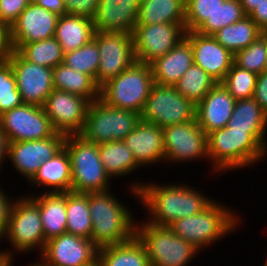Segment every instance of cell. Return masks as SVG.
<instances>
[{
	"label": "cell",
	"mask_w": 267,
	"mask_h": 266,
	"mask_svg": "<svg viewBox=\"0 0 267 266\" xmlns=\"http://www.w3.org/2000/svg\"><path fill=\"white\" fill-rule=\"evenodd\" d=\"M9 141L0 127V169L4 163L5 158H8Z\"/></svg>",
	"instance_id": "50"
},
{
	"label": "cell",
	"mask_w": 267,
	"mask_h": 266,
	"mask_svg": "<svg viewBox=\"0 0 267 266\" xmlns=\"http://www.w3.org/2000/svg\"><path fill=\"white\" fill-rule=\"evenodd\" d=\"M89 104L82 96L54 89L43 108L55 131L68 136L81 133Z\"/></svg>",
	"instance_id": "16"
},
{
	"label": "cell",
	"mask_w": 267,
	"mask_h": 266,
	"mask_svg": "<svg viewBox=\"0 0 267 266\" xmlns=\"http://www.w3.org/2000/svg\"><path fill=\"white\" fill-rule=\"evenodd\" d=\"M216 84L215 79L193 63L173 86L181 95L197 105Z\"/></svg>",
	"instance_id": "36"
},
{
	"label": "cell",
	"mask_w": 267,
	"mask_h": 266,
	"mask_svg": "<svg viewBox=\"0 0 267 266\" xmlns=\"http://www.w3.org/2000/svg\"><path fill=\"white\" fill-rule=\"evenodd\" d=\"M41 0H28V4L29 5H35V4H39Z\"/></svg>",
	"instance_id": "54"
},
{
	"label": "cell",
	"mask_w": 267,
	"mask_h": 266,
	"mask_svg": "<svg viewBox=\"0 0 267 266\" xmlns=\"http://www.w3.org/2000/svg\"><path fill=\"white\" fill-rule=\"evenodd\" d=\"M58 17L38 4L28 5L10 27L11 44H27L54 37Z\"/></svg>",
	"instance_id": "20"
},
{
	"label": "cell",
	"mask_w": 267,
	"mask_h": 266,
	"mask_svg": "<svg viewBox=\"0 0 267 266\" xmlns=\"http://www.w3.org/2000/svg\"><path fill=\"white\" fill-rule=\"evenodd\" d=\"M234 63L257 75L267 70V47L264 39L260 36L248 47L236 52Z\"/></svg>",
	"instance_id": "40"
},
{
	"label": "cell",
	"mask_w": 267,
	"mask_h": 266,
	"mask_svg": "<svg viewBox=\"0 0 267 266\" xmlns=\"http://www.w3.org/2000/svg\"><path fill=\"white\" fill-rule=\"evenodd\" d=\"M266 131H238L226 127L207 135L208 161L215 171L238 170L267 155Z\"/></svg>",
	"instance_id": "2"
},
{
	"label": "cell",
	"mask_w": 267,
	"mask_h": 266,
	"mask_svg": "<svg viewBox=\"0 0 267 266\" xmlns=\"http://www.w3.org/2000/svg\"><path fill=\"white\" fill-rule=\"evenodd\" d=\"M64 148L68 152L72 170V192L95 193L110 189V176L100 159L98 144L79 134L66 136Z\"/></svg>",
	"instance_id": "5"
},
{
	"label": "cell",
	"mask_w": 267,
	"mask_h": 266,
	"mask_svg": "<svg viewBox=\"0 0 267 266\" xmlns=\"http://www.w3.org/2000/svg\"><path fill=\"white\" fill-rule=\"evenodd\" d=\"M88 266H101L99 260L97 259L96 261H94L92 264L88 265Z\"/></svg>",
	"instance_id": "55"
},
{
	"label": "cell",
	"mask_w": 267,
	"mask_h": 266,
	"mask_svg": "<svg viewBox=\"0 0 267 266\" xmlns=\"http://www.w3.org/2000/svg\"><path fill=\"white\" fill-rule=\"evenodd\" d=\"M100 0H64L66 14L94 19Z\"/></svg>",
	"instance_id": "43"
},
{
	"label": "cell",
	"mask_w": 267,
	"mask_h": 266,
	"mask_svg": "<svg viewBox=\"0 0 267 266\" xmlns=\"http://www.w3.org/2000/svg\"><path fill=\"white\" fill-rule=\"evenodd\" d=\"M94 33L92 19L66 14L58 17L54 38L66 53L89 43L93 39Z\"/></svg>",
	"instance_id": "27"
},
{
	"label": "cell",
	"mask_w": 267,
	"mask_h": 266,
	"mask_svg": "<svg viewBox=\"0 0 267 266\" xmlns=\"http://www.w3.org/2000/svg\"><path fill=\"white\" fill-rule=\"evenodd\" d=\"M99 58L97 43L92 39L79 49L64 53L63 63L75 71L91 76L97 83Z\"/></svg>",
	"instance_id": "37"
},
{
	"label": "cell",
	"mask_w": 267,
	"mask_h": 266,
	"mask_svg": "<svg viewBox=\"0 0 267 266\" xmlns=\"http://www.w3.org/2000/svg\"><path fill=\"white\" fill-rule=\"evenodd\" d=\"M186 0H140L136 25L185 23Z\"/></svg>",
	"instance_id": "28"
},
{
	"label": "cell",
	"mask_w": 267,
	"mask_h": 266,
	"mask_svg": "<svg viewBox=\"0 0 267 266\" xmlns=\"http://www.w3.org/2000/svg\"><path fill=\"white\" fill-rule=\"evenodd\" d=\"M261 37L264 39L267 47V29L261 31Z\"/></svg>",
	"instance_id": "53"
},
{
	"label": "cell",
	"mask_w": 267,
	"mask_h": 266,
	"mask_svg": "<svg viewBox=\"0 0 267 266\" xmlns=\"http://www.w3.org/2000/svg\"><path fill=\"white\" fill-rule=\"evenodd\" d=\"M185 37L192 46L194 64L221 83L234 63V54L218 43L213 35L186 31Z\"/></svg>",
	"instance_id": "19"
},
{
	"label": "cell",
	"mask_w": 267,
	"mask_h": 266,
	"mask_svg": "<svg viewBox=\"0 0 267 266\" xmlns=\"http://www.w3.org/2000/svg\"><path fill=\"white\" fill-rule=\"evenodd\" d=\"M140 119L163 129L195 120L196 105L181 95L174 86L154 83L140 113Z\"/></svg>",
	"instance_id": "9"
},
{
	"label": "cell",
	"mask_w": 267,
	"mask_h": 266,
	"mask_svg": "<svg viewBox=\"0 0 267 266\" xmlns=\"http://www.w3.org/2000/svg\"><path fill=\"white\" fill-rule=\"evenodd\" d=\"M40 208L44 238H51L67 233L66 192L29 195Z\"/></svg>",
	"instance_id": "26"
},
{
	"label": "cell",
	"mask_w": 267,
	"mask_h": 266,
	"mask_svg": "<svg viewBox=\"0 0 267 266\" xmlns=\"http://www.w3.org/2000/svg\"><path fill=\"white\" fill-rule=\"evenodd\" d=\"M140 120L139 113L109 106L99 98L90 102L79 135L95 144L119 141L132 132Z\"/></svg>",
	"instance_id": "8"
},
{
	"label": "cell",
	"mask_w": 267,
	"mask_h": 266,
	"mask_svg": "<svg viewBox=\"0 0 267 266\" xmlns=\"http://www.w3.org/2000/svg\"><path fill=\"white\" fill-rule=\"evenodd\" d=\"M66 135L56 132L42 140L10 142L8 159L14 168L28 179V182L38 172L39 167L64 148Z\"/></svg>",
	"instance_id": "17"
},
{
	"label": "cell",
	"mask_w": 267,
	"mask_h": 266,
	"mask_svg": "<svg viewBox=\"0 0 267 266\" xmlns=\"http://www.w3.org/2000/svg\"><path fill=\"white\" fill-rule=\"evenodd\" d=\"M253 98L267 114V70L257 75Z\"/></svg>",
	"instance_id": "46"
},
{
	"label": "cell",
	"mask_w": 267,
	"mask_h": 266,
	"mask_svg": "<svg viewBox=\"0 0 267 266\" xmlns=\"http://www.w3.org/2000/svg\"><path fill=\"white\" fill-rule=\"evenodd\" d=\"M101 266H151L144 245L135 236L122 244L98 249Z\"/></svg>",
	"instance_id": "30"
},
{
	"label": "cell",
	"mask_w": 267,
	"mask_h": 266,
	"mask_svg": "<svg viewBox=\"0 0 267 266\" xmlns=\"http://www.w3.org/2000/svg\"><path fill=\"white\" fill-rule=\"evenodd\" d=\"M28 5V0H0V21L11 27Z\"/></svg>",
	"instance_id": "44"
},
{
	"label": "cell",
	"mask_w": 267,
	"mask_h": 266,
	"mask_svg": "<svg viewBox=\"0 0 267 266\" xmlns=\"http://www.w3.org/2000/svg\"><path fill=\"white\" fill-rule=\"evenodd\" d=\"M93 40L97 43L100 56L97 70L99 87L136 61L132 34L95 31Z\"/></svg>",
	"instance_id": "11"
},
{
	"label": "cell",
	"mask_w": 267,
	"mask_h": 266,
	"mask_svg": "<svg viewBox=\"0 0 267 266\" xmlns=\"http://www.w3.org/2000/svg\"><path fill=\"white\" fill-rule=\"evenodd\" d=\"M100 159L110 178H119L141 167L123 140L98 144Z\"/></svg>",
	"instance_id": "31"
},
{
	"label": "cell",
	"mask_w": 267,
	"mask_h": 266,
	"mask_svg": "<svg viewBox=\"0 0 267 266\" xmlns=\"http://www.w3.org/2000/svg\"><path fill=\"white\" fill-rule=\"evenodd\" d=\"M38 5L59 17L66 15L64 0H41Z\"/></svg>",
	"instance_id": "49"
},
{
	"label": "cell",
	"mask_w": 267,
	"mask_h": 266,
	"mask_svg": "<svg viewBox=\"0 0 267 266\" xmlns=\"http://www.w3.org/2000/svg\"><path fill=\"white\" fill-rule=\"evenodd\" d=\"M0 127L10 142L42 140L56 131L43 107L22 104L0 115Z\"/></svg>",
	"instance_id": "13"
},
{
	"label": "cell",
	"mask_w": 267,
	"mask_h": 266,
	"mask_svg": "<svg viewBox=\"0 0 267 266\" xmlns=\"http://www.w3.org/2000/svg\"><path fill=\"white\" fill-rule=\"evenodd\" d=\"M185 23L135 25L132 33L136 61L151 64L185 37Z\"/></svg>",
	"instance_id": "12"
},
{
	"label": "cell",
	"mask_w": 267,
	"mask_h": 266,
	"mask_svg": "<svg viewBox=\"0 0 267 266\" xmlns=\"http://www.w3.org/2000/svg\"><path fill=\"white\" fill-rule=\"evenodd\" d=\"M193 63L192 46L184 37L171 51L150 64L154 83L173 86Z\"/></svg>",
	"instance_id": "24"
},
{
	"label": "cell",
	"mask_w": 267,
	"mask_h": 266,
	"mask_svg": "<svg viewBox=\"0 0 267 266\" xmlns=\"http://www.w3.org/2000/svg\"><path fill=\"white\" fill-rule=\"evenodd\" d=\"M264 1L266 0H240L246 16H249Z\"/></svg>",
	"instance_id": "51"
},
{
	"label": "cell",
	"mask_w": 267,
	"mask_h": 266,
	"mask_svg": "<svg viewBox=\"0 0 267 266\" xmlns=\"http://www.w3.org/2000/svg\"><path fill=\"white\" fill-rule=\"evenodd\" d=\"M227 127L238 131H266L267 114L253 97L236 100Z\"/></svg>",
	"instance_id": "35"
},
{
	"label": "cell",
	"mask_w": 267,
	"mask_h": 266,
	"mask_svg": "<svg viewBox=\"0 0 267 266\" xmlns=\"http://www.w3.org/2000/svg\"><path fill=\"white\" fill-rule=\"evenodd\" d=\"M163 144L167 163L208 158L207 135L197 119L163 128Z\"/></svg>",
	"instance_id": "14"
},
{
	"label": "cell",
	"mask_w": 267,
	"mask_h": 266,
	"mask_svg": "<svg viewBox=\"0 0 267 266\" xmlns=\"http://www.w3.org/2000/svg\"><path fill=\"white\" fill-rule=\"evenodd\" d=\"M66 212L67 233L91 240L92 222L88 193L66 192Z\"/></svg>",
	"instance_id": "33"
},
{
	"label": "cell",
	"mask_w": 267,
	"mask_h": 266,
	"mask_svg": "<svg viewBox=\"0 0 267 266\" xmlns=\"http://www.w3.org/2000/svg\"><path fill=\"white\" fill-rule=\"evenodd\" d=\"M11 45L13 50L27 61L44 67L53 69L64 60L63 49L54 37L38 42Z\"/></svg>",
	"instance_id": "34"
},
{
	"label": "cell",
	"mask_w": 267,
	"mask_h": 266,
	"mask_svg": "<svg viewBox=\"0 0 267 266\" xmlns=\"http://www.w3.org/2000/svg\"><path fill=\"white\" fill-rule=\"evenodd\" d=\"M13 48L10 40V27L0 21V63L8 60Z\"/></svg>",
	"instance_id": "47"
},
{
	"label": "cell",
	"mask_w": 267,
	"mask_h": 266,
	"mask_svg": "<svg viewBox=\"0 0 267 266\" xmlns=\"http://www.w3.org/2000/svg\"><path fill=\"white\" fill-rule=\"evenodd\" d=\"M241 221L227 206L213 201L200 213L174 221L168 228L199 251L237 228Z\"/></svg>",
	"instance_id": "4"
},
{
	"label": "cell",
	"mask_w": 267,
	"mask_h": 266,
	"mask_svg": "<svg viewBox=\"0 0 267 266\" xmlns=\"http://www.w3.org/2000/svg\"><path fill=\"white\" fill-rule=\"evenodd\" d=\"M91 214V240L99 249L127 242L135 237L136 223L131 210L108 190L88 193Z\"/></svg>",
	"instance_id": "3"
},
{
	"label": "cell",
	"mask_w": 267,
	"mask_h": 266,
	"mask_svg": "<svg viewBox=\"0 0 267 266\" xmlns=\"http://www.w3.org/2000/svg\"><path fill=\"white\" fill-rule=\"evenodd\" d=\"M153 84L151 65L135 61L100 87V99L109 106L140 114Z\"/></svg>",
	"instance_id": "6"
},
{
	"label": "cell",
	"mask_w": 267,
	"mask_h": 266,
	"mask_svg": "<svg viewBox=\"0 0 267 266\" xmlns=\"http://www.w3.org/2000/svg\"><path fill=\"white\" fill-rule=\"evenodd\" d=\"M235 102L222 83H217L210 89L204 99L196 105V119L206 135L227 126Z\"/></svg>",
	"instance_id": "21"
},
{
	"label": "cell",
	"mask_w": 267,
	"mask_h": 266,
	"mask_svg": "<svg viewBox=\"0 0 267 266\" xmlns=\"http://www.w3.org/2000/svg\"><path fill=\"white\" fill-rule=\"evenodd\" d=\"M11 250L0 251V266H13Z\"/></svg>",
	"instance_id": "52"
},
{
	"label": "cell",
	"mask_w": 267,
	"mask_h": 266,
	"mask_svg": "<svg viewBox=\"0 0 267 266\" xmlns=\"http://www.w3.org/2000/svg\"><path fill=\"white\" fill-rule=\"evenodd\" d=\"M39 255L45 266H88L97 260L98 248L92 240L64 233L46 241Z\"/></svg>",
	"instance_id": "18"
},
{
	"label": "cell",
	"mask_w": 267,
	"mask_h": 266,
	"mask_svg": "<svg viewBox=\"0 0 267 266\" xmlns=\"http://www.w3.org/2000/svg\"><path fill=\"white\" fill-rule=\"evenodd\" d=\"M225 0H186L185 31H196Z\"/></svg>",
	"instance_id": "42"
},
{
	"label": "cell",
	"mask_w": 267,
	"mask_h": 266,
	"mask_svg": "<svg viewBox=\"0 0 267 266\" xmlns=\"http://www.w3.org/2000/svg\"><path fill=\"white\" fill-rule=\"evenodd\" d=\"M23 104L11 63H0V115Z\"/></svg>",
	"instance_id": "41"
},
{
	"label": "cell",
	"mask_w": 267,
	"mask_h": 266,
	"mask_svg": "<svg viewBox=\"0 0 267 266\" xmlns=\"http://www.w3.org/2000/svg\"><path fill=\"white\" fill-rule=\"evenodd\" d=\"M36 187L50 188L48 193H65L72 189V170L68 152L63 148L53 158L44 161L29 181Z\"/></svg>",
	"instance_id": "25"
},
{
	"label": "cell",
	"mask_w": 267,
	"mask_h": 266,
	"mask_svg": "<svg viewBox=\"0 0 267 266\" xmlns=\"http://www.w3.org/2000/svg\"><path fill=\"white\" fill-rule=\"evenodd\" d=\"M9 239L12 250L28 253L36 247L42 253L46 240L40 216L39 205L29 196L22 197L14 202L6 233L4 235Z\"/></svg>",
	"instance_id": "10"
},
{
	"label": "cell",
	"mask_w": 267,
	"mask_h": 266,
	"mask_svg": "<svg viewBox=\"0 0 267 266\" xmlns=\"http://www.w3.org/2000/svg\"><path fill=\"white\" fill-rule=\"evenodd\" d=\"M53 88L86 98L93 102L100 98V87L95 80L61 63L53 68Z\"/></svg>",
	"instance_id": "29"
},
{
	"label": "cell",
	"mask_w": 267,
	"mask_h": 266,
	"mask_svg": "<svg viewBox=\"0 0 267 266\" xmlns=\"http://www.w3.org/2000/svg\"><path fill=\"white\" fill-rule=\"evenodd\" d=\"M139 7L140 0H100L93 19L95 31L132 34Z\"/></svg>",
	"instance_id": "23"
},
{
	"label": "cell",
	"mask_w": 267,
	"mask_h": 266,
	"mask_svg": "<svg viewBox=\"0 0 267 266\" xmlns=\"http://www.w3.org/2000/svg\"><path fill=\"white\" fill-rule=\"evenodd\" d=\"M261 30L267 29V0L249 15Z\"/></svg>",
	"instance_id": "48"
},
{
	"label": "cell",
	"mask_w": 267,
	"mask_h": 266,
	"mask_svg": "<svg viewBox=\"0 0 267 266\" xmlns=\"http://www.w3.org/2000/svg\"><path fill=\"white\" fill-rule=\"evenodd\" d=\"M13 204L14 200L0 188V239H4Z\"/></svg>",
	"instance_id": "45"
},
{
	"label": "cell",
	"mask_w": 267,
	"mask_h": 266,
	"mask_svg": "<svg viewBox=\"0 0 267 266\" xmlns=\"http://www.w3.org/2000/svg\"><path fill=\"white\" fill-rule=\"evenodd\" d=\"M8 61L16 79L17 89L23 104L43 107L53 88V69L31 63L16 50L10 54Z\"/></svg>",
	"instance_id": "15"
},
{
	"label": "cell",
	"mask_w": 267,
	"mask_h": 266,
	"mask_svg": "<svg viewBox=\"0 0 267 266\" xmlns=\"http://www.w3.org/2000/svg\"><path fill=\"white\" fill-rule=\"evenodd\" d=\"M257 74L233 63L221 82L235 100L249 99L254 96Z\"/></svg>",
	"instance_id": "39"
},
{
	"label": "cell",
	"mask_w": 267,
	"mask_h": 266,
	"mask_svg": "<svg viewBox=\"0 0 267 266\" xmlns=\"http://www.w3.org/2000/svg\"><path fill=\"white\" fill-rule=\"evenodd\" d=\"M128 149L140 166L165 161L163 129L154 123L140 120L124 139Z\"/></svg>",
	"instance_id": "22"
},
{
	"label": "cell",
	"mask_w": 267,
	"mask_h": 266,
	"mask_svg": "<svg viewBox=\"0 0 267 266\" xmlns=\"http://www.w3.org/2000/svg\"><path fill=\"white\" fill-rule=\"evenodd\" d=\"M28 266H45L41 261L38 263L29 264Z\"/></svg>",
	"instance_id": "56"
},
{
	"label": "cell",
	"mask_w": 267,
	"mask_h": 266,
	"mask_svg": "<svg viewBox=\"0 0 267 266\" xmlns=\"http://www.w3.org/2000/svg\"><path fill=\"white\" fill-rule=\"evenodd\" d=\"M261 31L249 16H245L242 20L221 28L213 36L218 43L235 54L256 41L261 36Z\"/></svg>",
	"instance_id": "32"
},
{
	"label": "cell",
	"mask_w": 267,
	"mask_h": 266,
	"mask_svg": "<svg viewBox=\"0 0 267 266\" xmlns=\"http://www.w3.org/2000/svg\"><path fill=\"white\" fill-rule=\"evenodd\" d=\"M264 266H267V259L265 260V264H263Z\"/></svg>",
	"instance_id": "57"
},
{
	"label": "cell",
	"mask_w": 267,
	"mask_h": 266,
	"mask_svg": "<svg viewBox=\"0 0 267 266\" xmlns=\"http://www.w3.org/2000/svg\"><path fill=\"white\" fill-rule=\"evenodd\" d=\"M246 14L240 0H225L211 18H208L196 31L204 35H214L221 28L242 20Z\"/></svg>",
	"instance_id": "38"
},
{
	"label": "cell",
	"mask_w": 267,
	"mask_h": 266,
	"mask_svg": "<svg viewBox=\"0 0 267 266\" xmlns=\"http://www.w3.org/2000/svg\"><path fill=\"white\" fill-rule=\"evenodd\" d=\"M131 185L135 199H139L149 211L150 218L146 221L160 227H168L178 219L196 215L214 201L192 186L182 184L156 185L135 181Z\"/></svg>",
	"instance_id": "1"
},
{
	"label": "cell",
	"mask_w": 267,
	"mask_h": 266,
	"mask_svg": "<svg viewBox=\"0 0 267 266\" xmlns=\"http://www.w3.org/2000/svg\"><path fill=\"white\" fill-rule=\"evenodd\" d=\"M135 236L144 245L151 266H188L200 251L168 227L136 222Z\"/></svg>",
	"instance_id": "7"
}]
</instances>
